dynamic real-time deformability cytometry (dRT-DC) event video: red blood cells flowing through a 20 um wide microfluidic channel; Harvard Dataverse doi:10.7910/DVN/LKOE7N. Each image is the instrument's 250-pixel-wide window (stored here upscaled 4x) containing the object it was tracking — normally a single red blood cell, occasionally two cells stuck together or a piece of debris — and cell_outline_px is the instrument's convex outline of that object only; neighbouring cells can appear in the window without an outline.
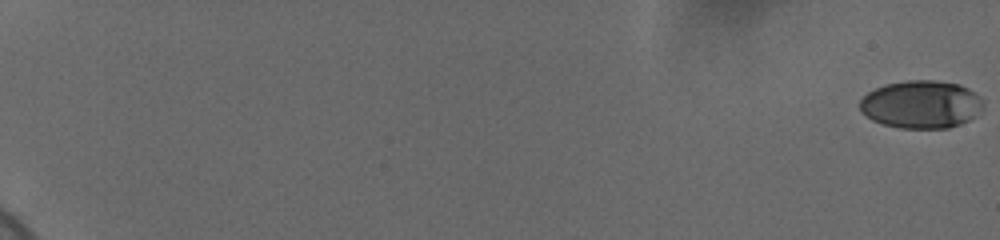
{"species": "human", "species_latin": "Homo sapiens", "temperature_condition": "cold", "stored_images_in_passage": 60, "camera_frame_rate_fps": 3000, "um_per_image_px": 0.085, "donor": {"sex": "female"}, "frame": {"image": 1, "passage_image": 1, "time_ms": 0.0, "image_size_px": [1000, 240], "cell_outline_px": [[984, 108], [976, 116], [960, 124], [948, 128], [900, 128], [884, 124], [872, 120], [860, 112], [860, 100], [868, 92], [876, 88], [888, 84], [908, 80], [932, 80], [960, 84], [968, 88], [980, 96], [984, 100]], "centroid_in_image_um": [78.34, 8.88], "position_along_channel_um": 6.7, "area_um2": 34.56}}
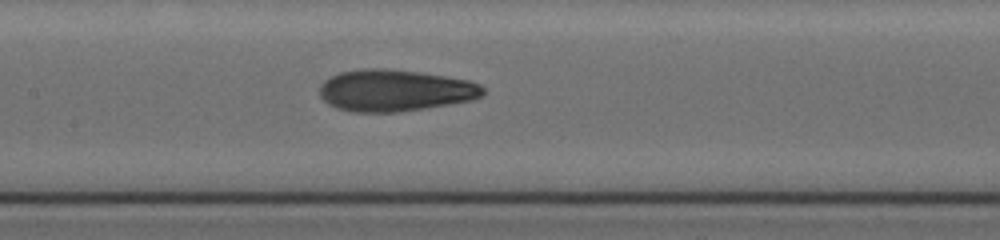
{"frame": {"image": 2, "passage_image": 34, "time_ms": 11.0, "image_size_px": [1000, 240], "cell_outline_px": [[484, 96], [472, 100], [400, 112], [352, 112], [336, 108], [328, 104], [320, 96], [320, 84], [324, 80], [340, 72], [360, 68], [388, 68], [420, 72], [468, 80], [480, 84], [484, 88]], "centroid_in_image_um": [33.55, 7.68], "position_along_channel_um": 173.8, "area_um2": 39.94}}
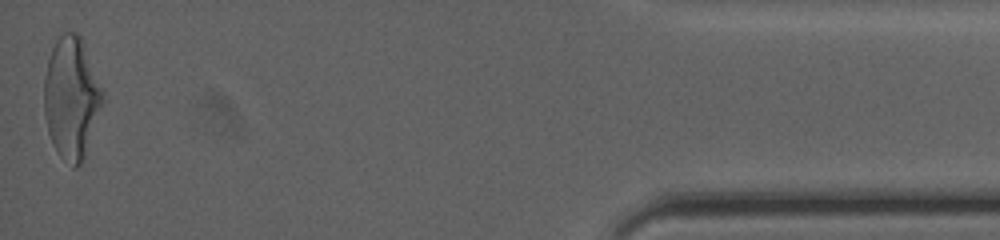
{"frame": {"image": 3, "passage_image": 60, "time_ms": 19.667, "image_size_px": [1000, 240], "cell_outline_px": [[104, 100], [84, 160], [76, 168], [72, 168], [56, 152], [48, 132], [44, 112], [44, 76], [48, 60], [52, 48], [56, 40], [64, 32], [76, 32], [80, 36], [100, 88]], "centroid_in_image_um": [6.04, 8.39], "position_along_channel_um": 429.2, "area_um2": 41.04}, "authors_computed_cell_mechanics": {"area_um2": 37.8012, "velocity_mm_per_s": 3.7027, "shape_relaxation_time_tau1_ms": 4.9284, "shape_relaxation_time_tau2_ms": 1.6718, "deformation_change_tau1": 0.1866, "deformation_change_tau2": 0.0904}}